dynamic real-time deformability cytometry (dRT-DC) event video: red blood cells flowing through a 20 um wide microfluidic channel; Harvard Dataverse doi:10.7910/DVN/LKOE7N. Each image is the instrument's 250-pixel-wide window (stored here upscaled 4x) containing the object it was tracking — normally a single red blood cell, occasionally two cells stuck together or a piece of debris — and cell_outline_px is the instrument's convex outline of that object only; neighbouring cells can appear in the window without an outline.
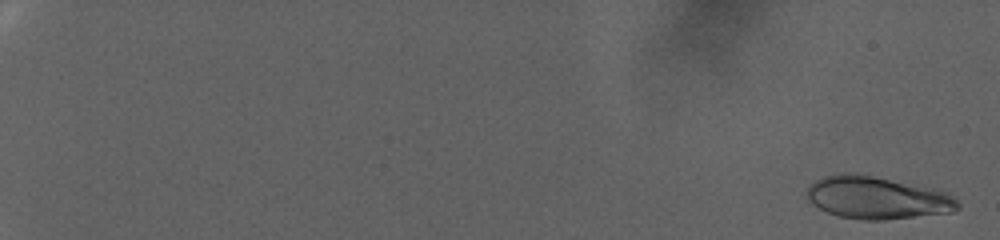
{"species": "human", "species_latin": "Homo sapiens", "temperature_condition": "warm", "stored_images_in_passage": 85, "camera_frame_rate_fps": 3000, "um_per_image_px": 0.085, "donor": {"sex": "female"}, "frame": {"image": 1, "passage_image": 3, "time_ms": 0.667, "image_size_px": [1000, 240], "cell_outline_px": [[960, 208], [952, 212], [884, 220], [864, 220], [840, 216], [828, 212], [812, 204], [808, 200], [808, 184], [824, 176], [848, 172], [872, 176], [936, 188], [948, 192], [960, 204]], "centroid_in_image_um": [74.58, 16.8], "position_along_channel_um": 10.4, "area_um2": 37.34}}
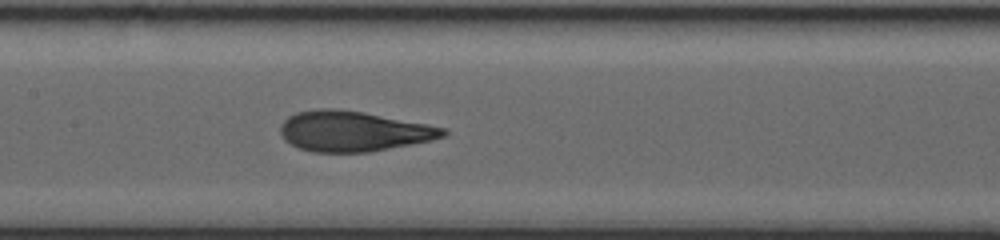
{"frame": {"image": 2, "passage_image": 52, "time_ms": 17.0, "image_size_px": [1000, 240], "cell_outline_px": [[448, 132], [444, 136], [432, 140], [368, 152], [312, 152], [296, 148], [284, 140], [280, 132], [280, 124], [288, 116], [296, 112], [316, 108], [336, 108], [364, 112], [428, 124], [448, 128]], "centroid_in_image_um": [30.0, 11.15], "position_along_channel_um": 177.4, "area_um2": 38.55}}
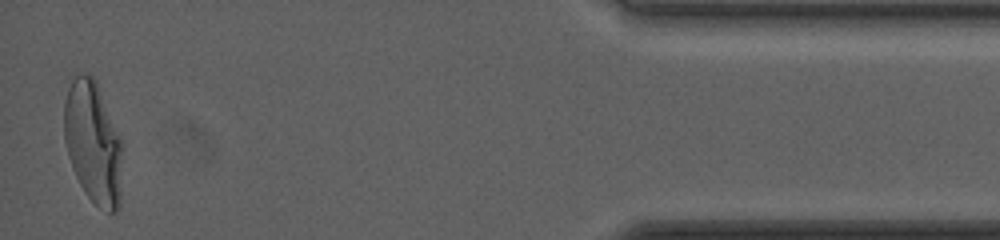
{"frame": {"image": 3, "passage_image": 85, "time_ms": 28.0, "image_size_px": [1000, 240], "cell_outline_px": [[124, 148], [120, 208], [116, 212], [108, 212], [96, 204], [84, 192], [72, 168], [68, 156], [64, 140], [64, 104], [68, 88], [72, 80], [80, 72], [88, 72], [96, 80], [124, 144]], "centroid_in_image_um": [7.95, 12.13], "position_along_channel_um": 427.2, "area_um2": 42.43}, "authors_computed_cell_mechanics": {"area_um2": 37.3966, "velocity_mm_per_s": 2.5619, "shape_relaxation_time_tau1_ms": 9.333, "shape_relaxation_time_tau2_ms": null, "deformation_change_tau1": 0.2786, "deformation_change_tau2": null}}